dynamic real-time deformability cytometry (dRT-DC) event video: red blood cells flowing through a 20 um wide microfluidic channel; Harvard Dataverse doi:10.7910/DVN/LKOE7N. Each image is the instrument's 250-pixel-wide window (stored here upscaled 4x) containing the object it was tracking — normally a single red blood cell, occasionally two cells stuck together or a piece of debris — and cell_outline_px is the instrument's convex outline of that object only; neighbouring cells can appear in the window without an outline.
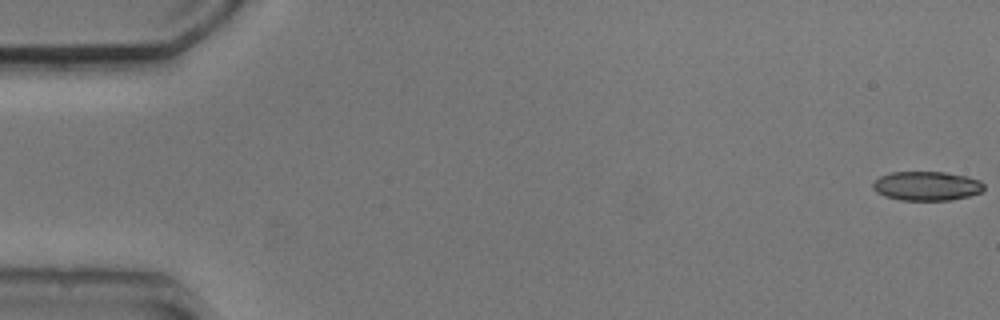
{"species": "common noctule bat (a hibernating species)", "species_latin": "Nyctalus noctula", "temperature_condition": "cold", "stored_images_in_passage": 54, "camera_frame_rate_fps": 3000, "um_per_image_px": 0.085, "animal": {"sex": "male", "body_mass_g": 20.5, "forearm_length_mm": 52.5}, "frame": {"image": 1, "passage_image": 1, "time_ms": 0.0, "image_size_px": [1000, 320], "cell_outline_px": [[984, 188], [980, 192], [968, 196], [948, 200], [900, 200], [884, 196], [876, 192], [872, 188], [872, 184], [880, 176], [888, 172], [944, 172], [964, 176], [980, 180], [984, 184]], "centroid_in_image_um": [78.73, 15.8], "position_along_channel_um": 6.3, "area_um2": 18.84}}
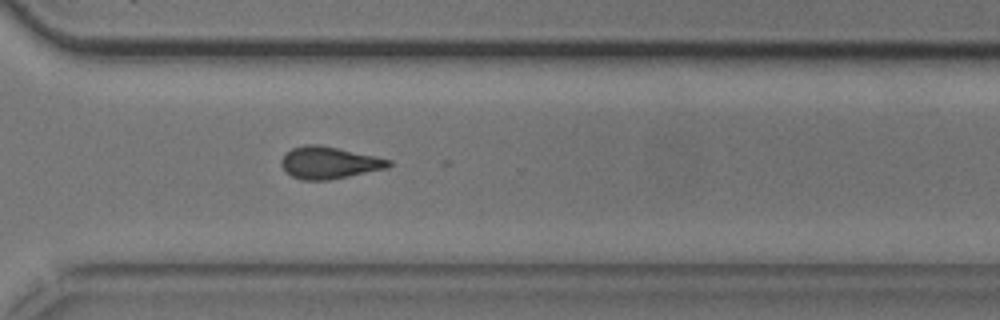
{"frame": {"image": 2, "passage_image": 39, "time_ms": 12.667, "image_size_px": [1000, 320], "cell_outline_px": [[392, 164], [388, 168], [328, 180], [304, 180], [292, 176], [284, 172], [280, 164], [280, 160], [292, 148], [304, 144], [316, 144], [376, 156], [392, 160]], "centroid_in_image_um": [27.96, 13.83], "position_along_channel_um": 342.6, "area_um2": 20.0}}
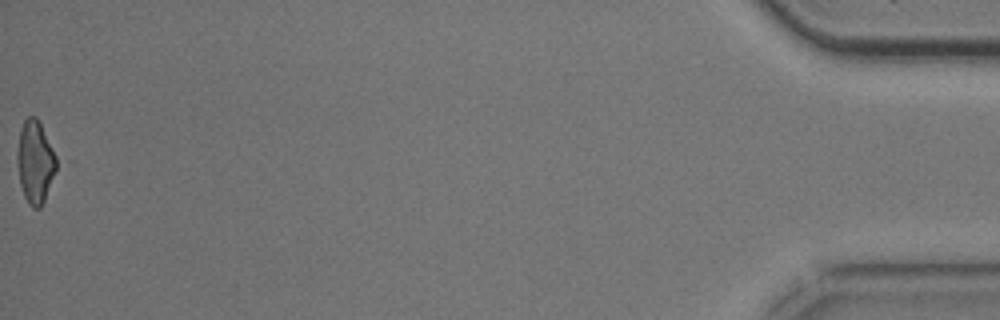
{"frame": {"image": 3, "passage_image": 54, "time_ms": 17.667, "image_size_px": [1000, 320], "cell_outline_px": [[64, 160], [40, 208], [32, 208], [28, 204], [24, 196], [20, 184], [16, 160], [16, 152], [20, 128], [24, 120], [28, 116], [36, 116]], "centroid_in_image_um": [3.09, 13.73], "position_along_channel_um": 432.1, "area_um2": 20.46}, "authors_computed_cell_mechanics": {"area_um2": 20.3167, "velocity_mm_per_s": 3.7931, "shape_relaxation_time_tau1_ms": 6.4245, "shape_relaxation_time_tau2_ms": 2.4304, "deformation_change_tau1": 0.1469, "deformation_change_tau2": 0.0996}}